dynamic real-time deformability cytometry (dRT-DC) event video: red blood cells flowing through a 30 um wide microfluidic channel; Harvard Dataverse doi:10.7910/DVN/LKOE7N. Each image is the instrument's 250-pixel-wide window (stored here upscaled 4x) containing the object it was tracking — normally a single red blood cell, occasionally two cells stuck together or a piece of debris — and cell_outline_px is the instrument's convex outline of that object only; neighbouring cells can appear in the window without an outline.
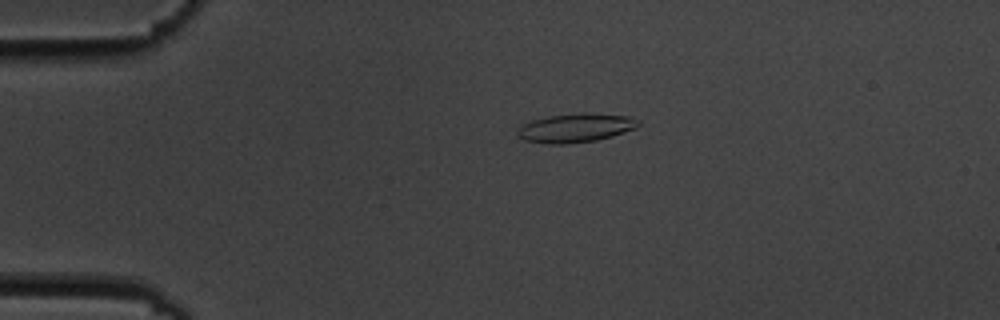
{"species": "common noctule bat (a hibernating species)", "species_latin": "Nyctalus noctula", "temperature_condition": "cold", "stored_images_in_passage": 48, "camera_frame_rate_fps": 3000, "um_per_image_px": 0.085, "animal": {"sex": "male", "body_mass_g": 19.5, "forearm_length_mm": 54.6}, "frame": {"image": 1, "passage_image": 4, "time_ms": 1.0, "image_size_px": [1000, 320], "cell_outline_px": [[640, 124], [636, 128], [612, 136], [596, 140], [564, 144], [548, 144], [524, 140], [516, 136], [516, 132], [524, 124], [532, 120], [548, 116], [584, 112], [632, 116], [640, 120]], "centroid_in_image_um": [48.95, 10.86], "position_along_channel_um": 36.0, "area_um2": 20.46}}
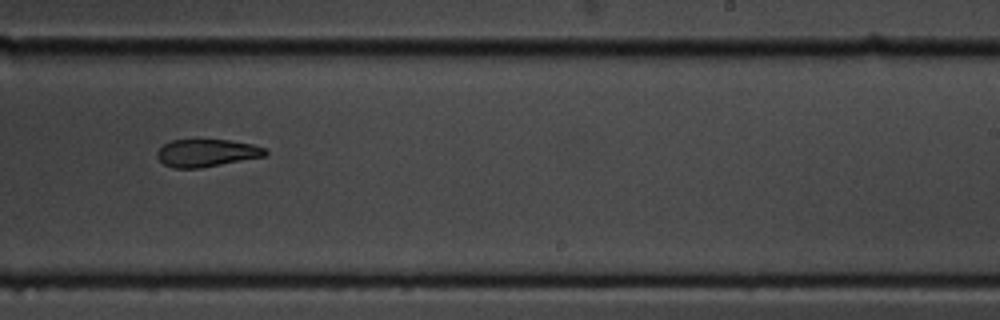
{"frame": {"image": 2, "passage_image": 27, "time_ms": 8.667, "image_size_px": [1000, 320], "cell_outline_px": [[268, 156], [200, 168], [172, 168], [164, 164], [156, 156], [156, 152], [164, 144], [172, 140], [228, 140], [252, 144], [264, 148], [268, 152]], "centroid_in_image_um": [17.58, 13.01], "position_along_channel_um": 271.4, "area_um2": 17.4}}
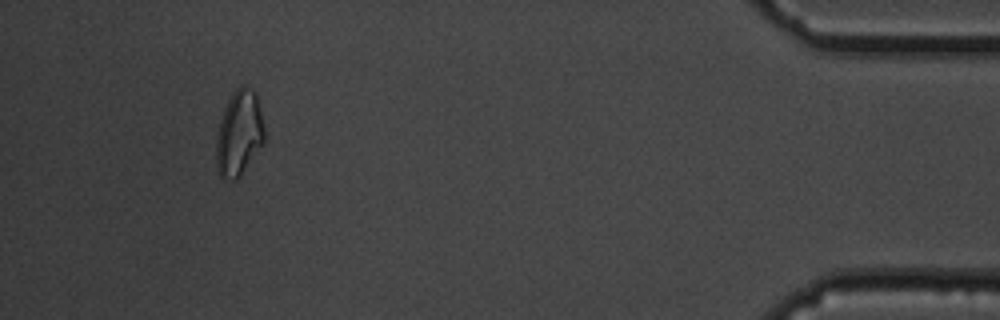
{"frame": {"image": 3, "passage_image": 44, "time_ms": 14.333, "image_size_px": [1000, 320], "cell_outline_px": [[264, 140], [240, 176], [236, 180], [232, 180], [220, 176], [216, 168], [216, 136], [220, 120], [224, 108], [232, 92], [240, 84], [244, 84], [252, 88], [256, 92], [264, 128]], "centroid_in_image_um": [20.3, 11.28], "position_along_channel_um": 414.9, "area_um2": 23.93}, "authors_computed_cell_mechanics": {"area_um2": 19.3052, "velocity_mm_per_s": 3.6031, "shape_relaxation_time_tau1_ms": 5.4775, "shape_relaxation_time_tau2_ms": 5.8791, "deformation_change_tau1": 0.149, "deformation_change_tau2": 0.131}}